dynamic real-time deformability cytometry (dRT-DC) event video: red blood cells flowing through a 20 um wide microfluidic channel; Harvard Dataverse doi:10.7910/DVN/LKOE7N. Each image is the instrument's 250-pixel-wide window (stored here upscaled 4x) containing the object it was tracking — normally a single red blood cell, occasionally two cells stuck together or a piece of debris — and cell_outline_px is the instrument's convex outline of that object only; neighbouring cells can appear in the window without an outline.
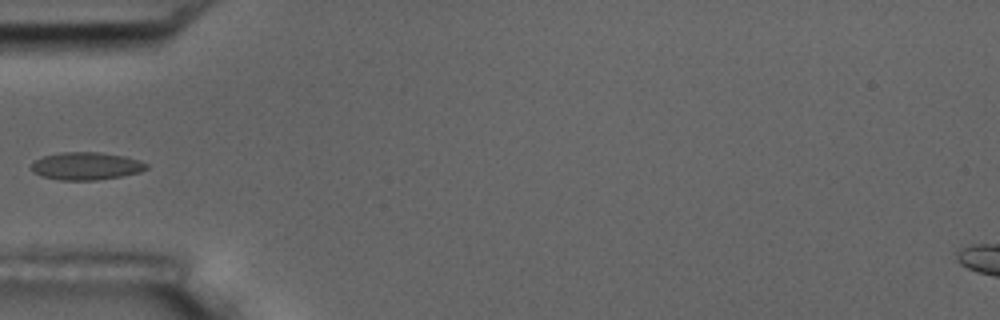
{"species": "common noctule bat (a hibernating species)", "species_latin": "Nyctalus noctula", "temperature_condition": "room temperature", "stored_images_in_passage": 8, "segment_of_instrument_passage": [2, 2], "camera_frame_rate_fps": 3000, "um_per_image_px": 0.085, "animal": {"sex": "male", "body_mass_g": 17.5, "forearm_length_mm": 52.3}, "frame": {"image": 1, "passage_image": 5, "time_ms": 1.333, "image_size_px": [1000, 320], "cell_outline_px": [[148, 168], [140, 172], [120, 176], [96, 180], [60, 180], [40, 176], [32, 172], [32, 164], [36, 160], [44, 156], [60, 152], [100, 152], [124, 156], [140, 160], [148, 164]], "centroid_in_image_um": [7.33, 14.11], "position_along_channel_um": 77.7, "area_um2": 18.55}}
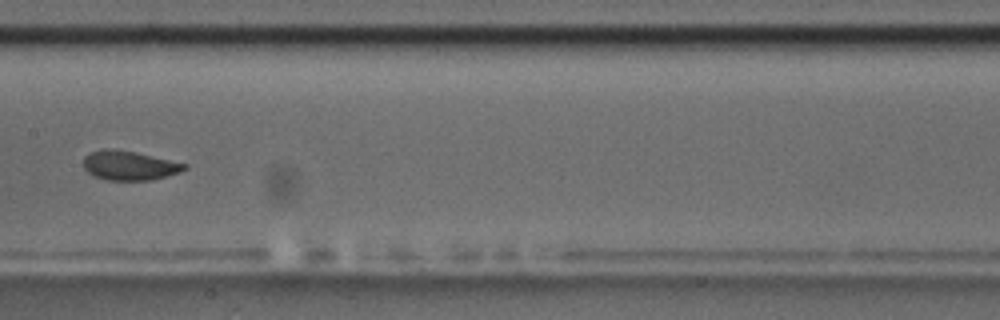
{"frame": {"image": 2, "passage_image": 8, "time_ms": 2.333, "image_size_px": [1000, 320], "cell_outline_px": [[188, 168], [180, 172], [152, 180], [108, 180], [92, 176], [84, 168], [84, 156], [92, 152], [104, 148], [136, 152], [188, 164]], "centroid_in_image_um": [11.0, 14.07], "position_along_channel_um": 196.4, "area_um2": 17.22}}